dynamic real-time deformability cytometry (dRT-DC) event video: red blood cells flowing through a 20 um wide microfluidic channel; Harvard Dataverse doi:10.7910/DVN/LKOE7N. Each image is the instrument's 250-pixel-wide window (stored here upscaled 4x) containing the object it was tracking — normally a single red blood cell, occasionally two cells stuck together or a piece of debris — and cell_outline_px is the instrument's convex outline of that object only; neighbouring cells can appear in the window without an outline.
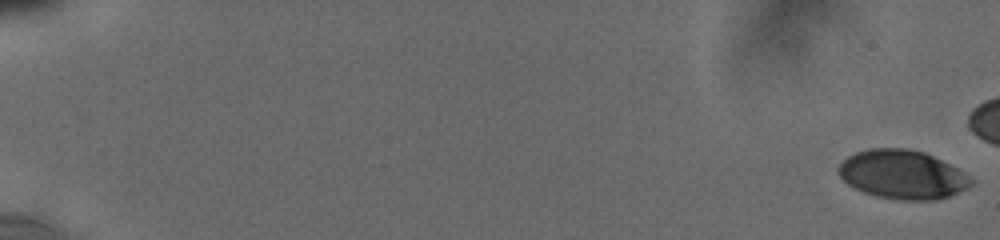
{"species": "human", "species_latin": "Homo sapiens", "temperature_condition": "cold", "stored_images_in_passage": 13, "camera_frame_rate_fps": 3000, "um_per_image_px": 0.085, "donor": {"sex": "male"}, "frame": {"image": 1, "passage_image": 1, "time_ms": 0.0, "image_size_px": [1000, 240], "cell_outline_px": [[972, 184], [948, 196], [936, 200], [900, 200], [876, 196], [864, 192], [848, 184], [840, 176], [840, 164], [848, 156], [856, 152], [872, 148], [908, 148], [924, 152], [964, 172], [972, 180]], "centroid_in_image_um": [76.69, 14.83], "position_along_channel_um": 8.3, "area_um2": 37.11}}